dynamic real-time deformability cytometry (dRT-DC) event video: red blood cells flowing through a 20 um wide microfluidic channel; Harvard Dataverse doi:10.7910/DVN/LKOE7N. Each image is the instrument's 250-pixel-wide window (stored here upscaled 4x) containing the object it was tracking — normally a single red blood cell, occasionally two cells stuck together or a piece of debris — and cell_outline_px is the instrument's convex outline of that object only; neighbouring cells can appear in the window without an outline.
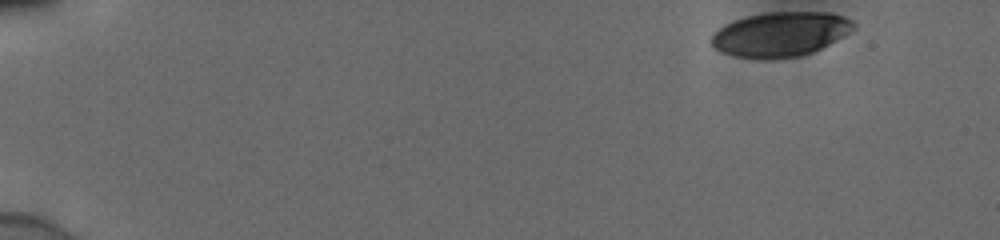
{"species": "human", "species_latin": "Homo sapiens", "temperature_condition": "cold", "stored_images_in_passage": 45, "camera_frame_rate_fps": 3000, "um_per_image_px": 0.085, "donor": {"sex": "male"}, "frame": {"image": 1, "passage_image": 1, "time_ms": 0.0, "image_size_px": [1000, 240], "cell_outline_px": [[856, 28], [836, 40], [812, 52], [800, 56], [736, 56], [720, 52], [712, 44], [712, 36], [724, 24], [748, 16], [768, 12], [832, 12], [844, 16], [852, 20], [856, 24]], "centroid_in_image_um": [66.4, 2.86], "position_along_channel_um": 18.6, "area_um2": 35.95}}
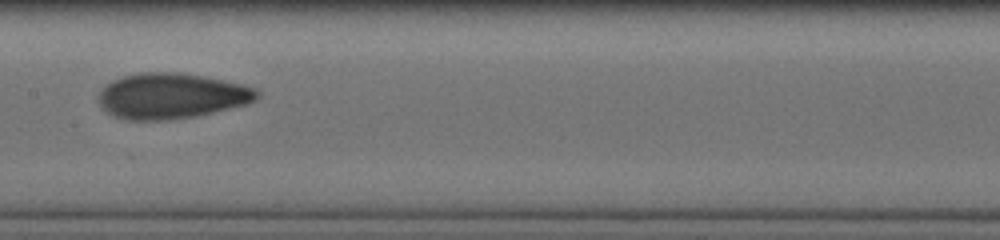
{"frame": {"image": 2, "passage_image": 26, "time_ms": 8.333, "image_size_px": [1000, 240], "cell_outline_px": [[260, 96], [256, 100], [248, 104], [196, 116], [172, 120], [124, 120], [112, 116], [100, 104], [100, 92], [112, 80], [124, 76], [140, 72], [176, 72], [204, 76], [224, 80], [256, 88], [260, 92]], "centroid_in_image_um": [14.61, 8.16], "position_along_channel_um": 192.8, "area_um2": 42.14}}
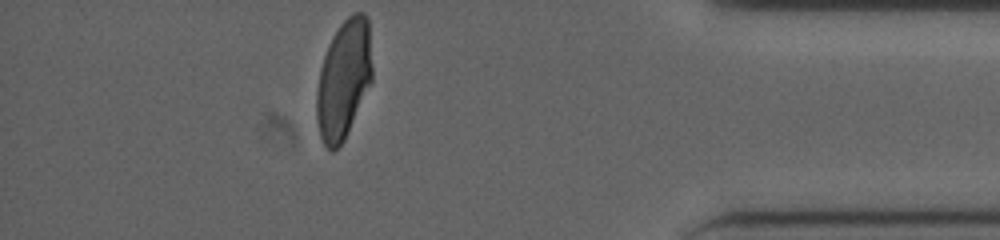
{"frame": {"image": 3, "passage_image": 45, "time_ms": 14.667, "image_size_px": [1000, 240], "cell_outline_px": [[372, 80], [344, 140], [332, 152], [324, 144], [320, 136], [316, 120], [316, 92], [320, 68], [328, 44], [332, 36], [340, 24], [348, 16], [356, 12], [364, 12], [368, 16], [372, 68]], "centroid_in_image_um": [29.2, 6.72], "position_along_channel_um": 406.0, "area_um2": 38.49}, "authors_computed_cell_mechanics": {"area_um2": 39.7664, "velocity_mm_per_s": 3.8696, "shape_relaxation_time_tau1_ms": 6.0902, "shape_relaxation_time_tau2_ms": 1.4671, "deformation_change_tau1": 0.196, "deformation_change_tau2": 0.0718}}